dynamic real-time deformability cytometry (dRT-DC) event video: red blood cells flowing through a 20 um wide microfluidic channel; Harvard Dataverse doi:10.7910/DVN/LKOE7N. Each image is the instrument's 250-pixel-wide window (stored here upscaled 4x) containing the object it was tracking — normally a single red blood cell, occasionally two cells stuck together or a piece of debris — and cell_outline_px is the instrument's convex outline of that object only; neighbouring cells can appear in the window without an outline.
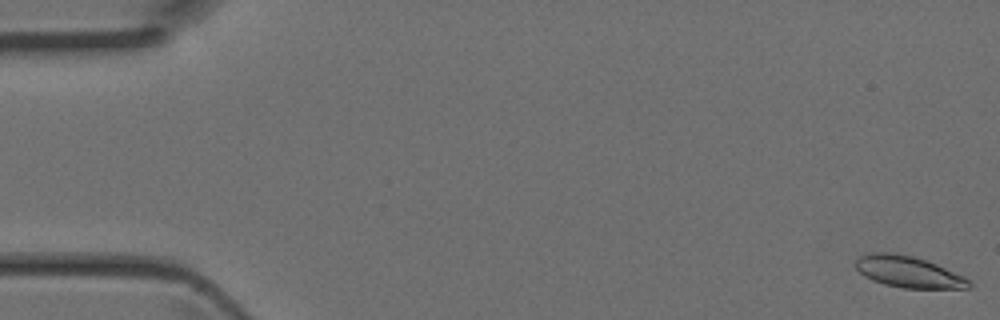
{"species": "Egyptian fruit bat (a non-hibernating species)", "species_latin": "Rousettus aegyptiacus", "temperature_condition": "room temperature", "stored_images_in_passage": 45, "camera_frame_rate_fps": 3000, "um_per_image_px": 0.085, "animal": {"sex": "female"}, "frame": {"image": 1, "passage_image": 1, "time_ms": 0.0, "image_size_px": [1000, 320], "cell_outline_px": [[972, 288], [904, 288], [884, 284], [872, 280], [864, 276], [856, 268], [856, 260], [860, 256], [872, 252], [892, 252], [912, 256], [936, 264], [964, 276], [972, 280]], "centroid_in_image_um": [77.23, 23.11], "position_along_channel_um": 7.8, "area_um2": 20.69}}
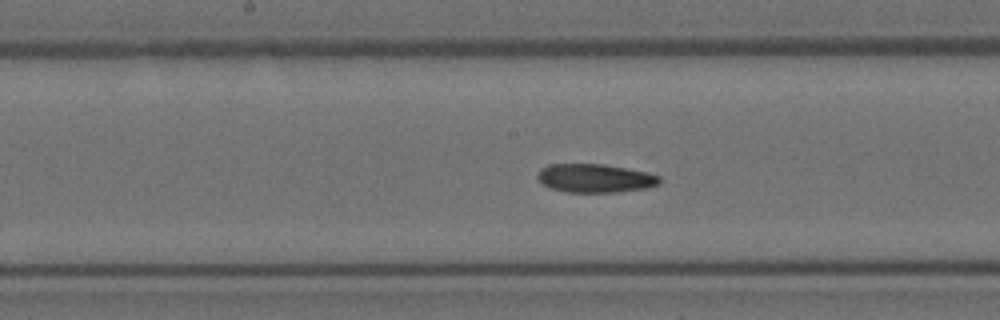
{"frame": {"image": 2, "passage_image": 23, "time_ms": 7.333, "image_size_px": [1000, 320], "cell_outline_px": [[660, 184], [648, 188], [616, 192], [564, 192], [552, 188], [544, 184], [536, 176], [540, 168], [552, 164], [604, 164], [644, 172], [660, 176]], "centroid_in_image_um": [50.58, 15.15], "position_along_channel_um": 197.6, "area_um2": 20.17}}
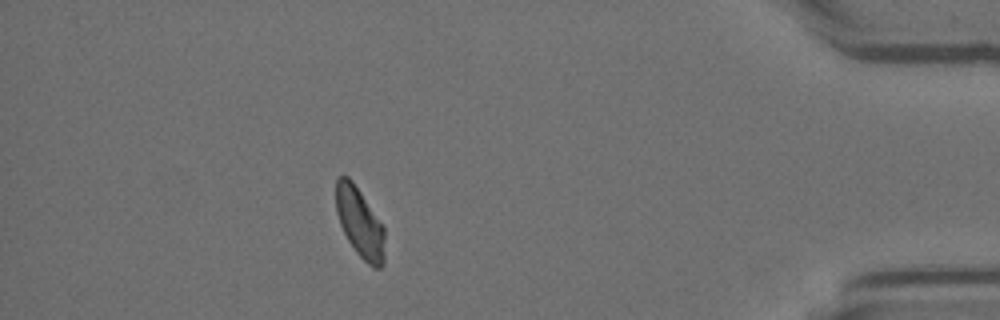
{"frame": {"image": 3, "passage_image": 40, "time_ms": 13.0, "image_size_px": [1000, 320], "cell_outline_px": [[384, 264], [380, 268], [372, 268], [356, 252], [348, 240], [340, 224], [336, 212], [336, 180], [340, 176], [348, 176], [352, 180], [384, 228]], "centroid_in_image_um": [30.58, 18.95], "position_along_channel_um": 404.6, "area_um2": 19.54}}